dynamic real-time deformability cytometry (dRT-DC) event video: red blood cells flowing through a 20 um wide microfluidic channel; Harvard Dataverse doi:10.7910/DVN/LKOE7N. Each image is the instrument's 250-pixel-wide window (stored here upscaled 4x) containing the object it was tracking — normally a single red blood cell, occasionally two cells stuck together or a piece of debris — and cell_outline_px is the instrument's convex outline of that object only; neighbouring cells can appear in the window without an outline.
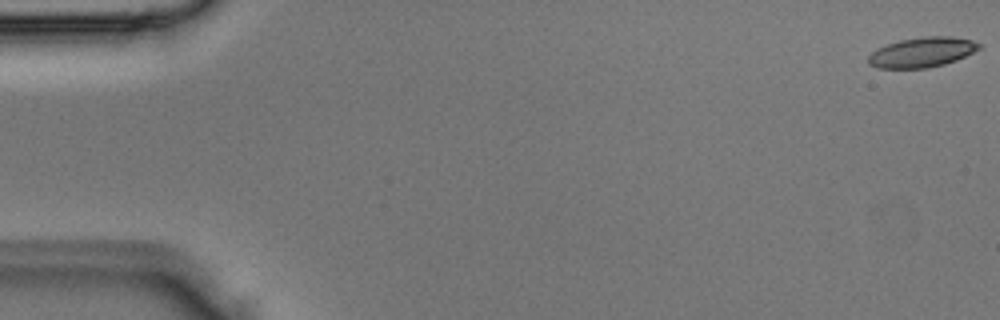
{"species": "Egyptian fruit bat (a non-hibernating species)", "species_latin": "Rousettus aegyptiacus", "temperature_condition": "room temperature", "stored_images_in_passage": 4, "camera_frame_rate_fps": 3000, "um_per_image_px": 0.085, "animal": {"sex": "male"}, "frame": {"image": 1, "passage_image": 1, "time_ms": 0.0, "image_size_px": [1000, 320], "cell_outline_px": [[980, 48], [956, 60], [944, 64], [928, 68], [876, 68], [868, 64], [868, 56], [872, 52], [888, 44], [900, 40], [924, 36], [952, 36], [972, 40], [980, 44]], "centroid_in_image_um": [78.36, 4.44], "position_along_channel_um": 6.6, "area_um2": 19.19}}
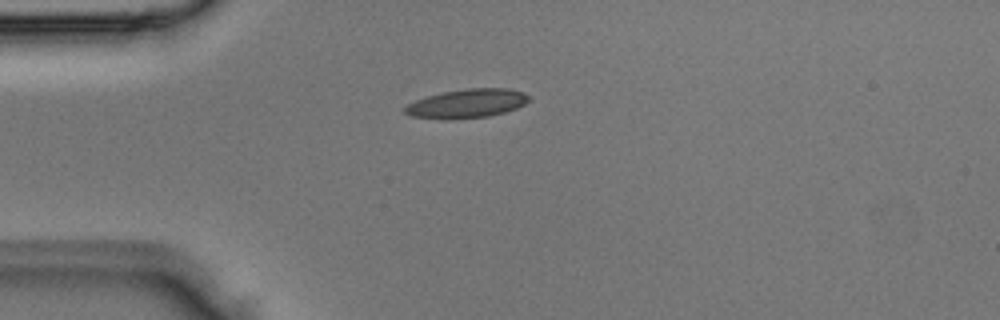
{"frame": {"image": 2, "passage_image": 4, "time_ms": 1.0, "image_size_px": [1000, 320], "cell_outline_px": [[528, 100], [524, 104], [516, 108], [504, 112], [488, 116], [452, 120], [448, 120], [412, 116], [404, 112], [404, 108], [408, 104], [416, 100], [428, 96], [444, 92], [468, 88], [508, 88], [524, 92], [528, 96]], "centroid_in_image_um": [39.69, 8.8], "position_along_channel_um": 45.3, "area_um2": 20.75}}